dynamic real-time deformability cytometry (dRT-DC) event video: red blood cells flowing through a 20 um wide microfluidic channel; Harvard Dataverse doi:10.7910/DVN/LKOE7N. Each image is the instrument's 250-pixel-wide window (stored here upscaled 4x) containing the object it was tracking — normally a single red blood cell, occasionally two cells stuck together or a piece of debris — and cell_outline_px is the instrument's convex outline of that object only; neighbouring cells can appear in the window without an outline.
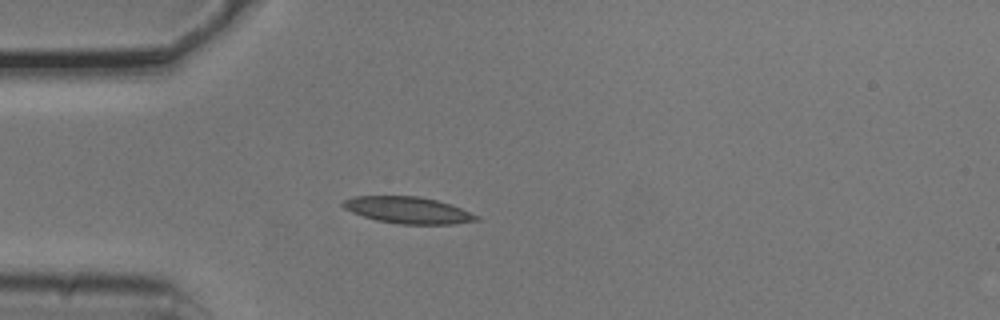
{"species": "common noctule bat (a hibernating species)", "species_latin": "Nyctalus noctula", "temperature_condition": "cold", "stored_images_in_passage": 4, "camera_frame_rate_fps": 3000, "um_per_image_px": 0.085, "animal": {"sex": "male", "body_mass_g": 20.5, "forearm_length_mm": 52.5}, "frame": {"image": 1, "passage_image": 4, "time_ms": 1.0, "image_size_px": [1000, 320], "cell_outline_px": [[480, 220], [452, 224], [400, 224], [376, 220], [352, 212], [344, 208], [340, 204], [344, 200], [352, 196], [420, 196], [452, 204], [480, 216]], "centroid_in_image_um": [34.7, 17.86], "position_along_channel_um": 50.3, "area_um2": 20.81}}